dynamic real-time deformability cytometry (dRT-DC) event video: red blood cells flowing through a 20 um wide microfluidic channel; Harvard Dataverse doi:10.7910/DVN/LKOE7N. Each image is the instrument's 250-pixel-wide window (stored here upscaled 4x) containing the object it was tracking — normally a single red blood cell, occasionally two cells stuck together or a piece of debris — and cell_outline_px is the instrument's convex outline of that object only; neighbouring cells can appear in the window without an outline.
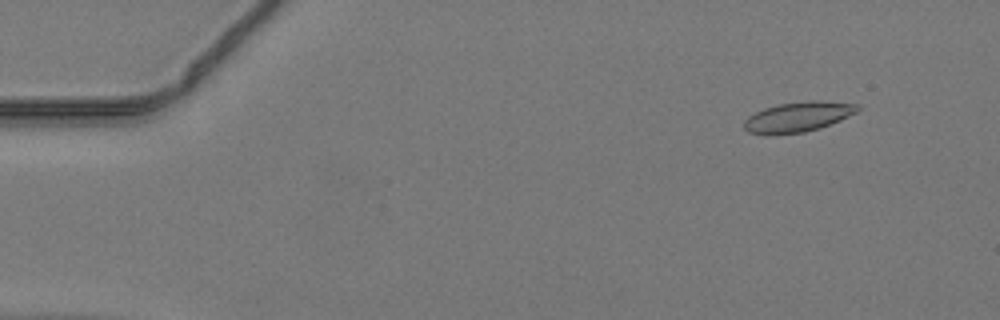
{"species": "common noctule bat (a hibernating species)", "species_latin": "Nyctalus noctula", "temperature_condition": "warm", "stored_images_in_passage": 9, "camera_frame_rate_fps": 3000, "um_per_image_px": 0.085, "animal": {"sex": "male", "body_mass_g": 19.2, "forearm_length_mm": 51.8}, "frame": {"image": 1, "passage_image": 5, "time_ms": 1.333, "image_size_px": [1000, 320], "cell_outline_px": [[860, 108], [856, 112], [840, 120], [820, 128], [804, 132], [772, 136], [764, 136], [748, 132], [744, 128], [744, 120], [748, 116], [764, 108], [780, 104], [808, 100], [820, 100], [860, 104]], "centroid_in_image_um": [67.8, 9.95], "position_along_channel_um": 17.2, "area_um2": 20.23}}